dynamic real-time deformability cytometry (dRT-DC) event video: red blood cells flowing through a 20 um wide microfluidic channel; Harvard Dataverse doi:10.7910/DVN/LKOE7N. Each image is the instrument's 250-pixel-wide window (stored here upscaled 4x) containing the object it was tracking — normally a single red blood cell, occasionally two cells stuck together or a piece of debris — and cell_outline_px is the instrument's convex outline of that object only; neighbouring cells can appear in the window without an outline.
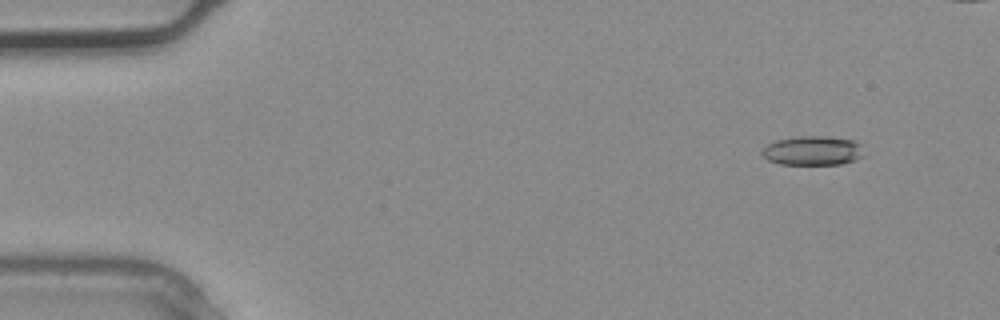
{"species": "common noctule bat (a hibernating species)", "species_latin": "Nyctalus noctula", "temperature_condition": "warm", "stored_images_in_passage": 3, "camera_frame_rate_fps": 3000, "um_per_image_px": 0.085, "animal": {"sex": "male", "body_mass_g": 20.4}, "frame": {"image": 1, "passage_image": 3, "time_ms": 0.667, "image_size_px": [1000, 320], "cell_outline_px": [[864, 156], [856, 160], [840, 164], [780, 164], [768, 160], [760, 152], [768, 144], [776, 140], [800, 136], [820, 136], [852, 140], [860, 144]], "centroid_in_image_um": [69.08, 12.81], "position_along_channel_um": 15.9, "area_um2": 17.22}}